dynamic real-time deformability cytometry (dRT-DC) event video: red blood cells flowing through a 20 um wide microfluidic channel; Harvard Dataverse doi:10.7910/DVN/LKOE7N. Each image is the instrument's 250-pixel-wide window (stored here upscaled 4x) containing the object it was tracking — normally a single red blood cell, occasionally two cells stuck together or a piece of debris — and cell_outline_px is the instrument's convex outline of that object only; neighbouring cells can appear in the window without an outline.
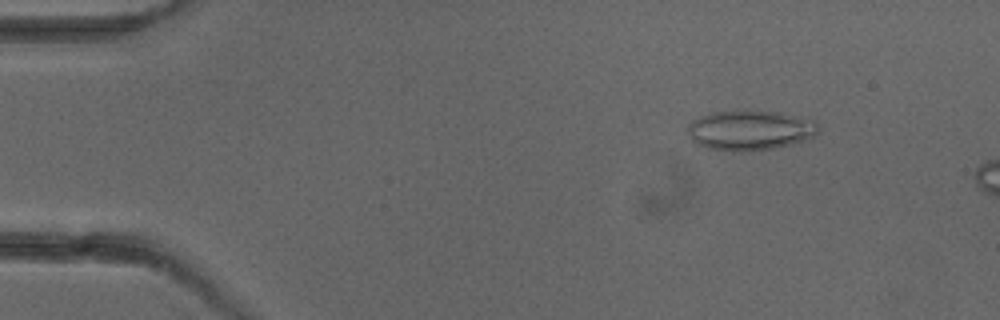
{"species": "common noctule bat (a hibernating species)", "species_latin": "Nyctalus noctula", "temperature_condition": "cold", "stored_images_in_passage": 3, "camera_frame_rate_fps": 3000, "um_per_image_px": 0.085, "animal": {"sex": "female"}, "frame": {"image": 1, "passage_image": 2, "time_ms": 1.333, "image_size_px": [1000, 320], "cell_outline_px": [[820, 132], [808, 140], [772, 148], [740, 152], [704, 148], [696, 144], [692, 140], [688, 132], [688, 124], [692, 120], [700, 116], [712, 112], [780, 112], [812, 120], [820, 128]], "centroid_in_image_um": [63.75, 11.1], "position_along_channel_um": 21.3, "area_um2": 30.17}}